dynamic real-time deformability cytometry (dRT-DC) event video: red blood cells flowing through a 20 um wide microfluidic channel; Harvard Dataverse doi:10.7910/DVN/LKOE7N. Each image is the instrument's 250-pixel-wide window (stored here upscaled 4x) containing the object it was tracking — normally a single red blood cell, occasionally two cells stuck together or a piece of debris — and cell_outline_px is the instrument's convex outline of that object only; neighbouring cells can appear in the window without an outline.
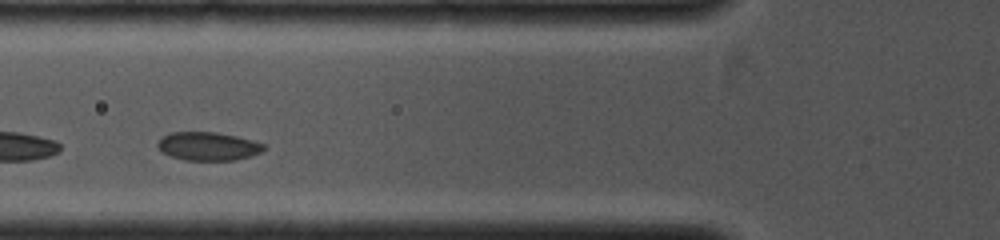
{"species": "common noctule bat (a hibernating species)", "species_latin": "Nyctalus noctula", "temperature_condition": "cold", "stored_images_in_passage": 26, "camera_frame_rate_fps": 4000, "um_per_image_px": 0.085, "animal": {"sex": "female", "body_mass_g": 19.0, "forearm_length_mm": 53.3}, "frame": {"image": 1, "passage_image": 5, "time_ms": 1.0, "image_size_px": [1000, 240], "cell_outline_px": [[264, 148], [260, 152], [236, 160], [184, 160], [172, 156], [164, 152], [156, 144], [164, 136], [172, 132], [216, 132], [236, 136], [252, 140], [264, 144]], "centroid_in_image_um": [17.69, 12.43], "position_along_channel_um": 108.1, "area_um2": 17.22}}
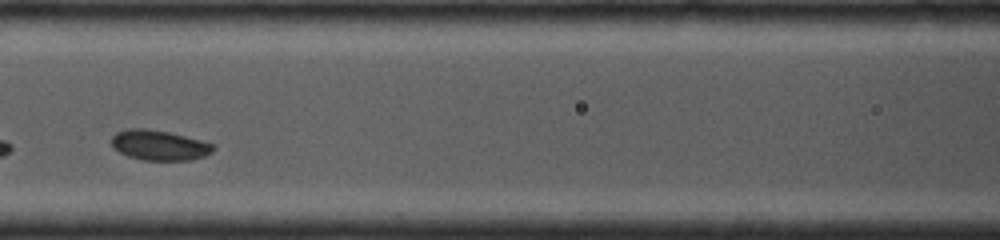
{"frame": {"image": 2, "passage_image": 8, "time_ms": 1.75, "image_size_px": [1000, 240], "cell_outline_px": [[216, 148], [212, 152], [204, 156], [192, 160], [140, 160], [128, 156], [120, 152], [112, 144], [112, 136], [116, 132], [128, 128], [144, 128], [168, 132], [216, 144]], "centroid_in_image_um": [13.56, 12.34], "position_along_channel_um": 153.0, "area_um2": 17.86}}
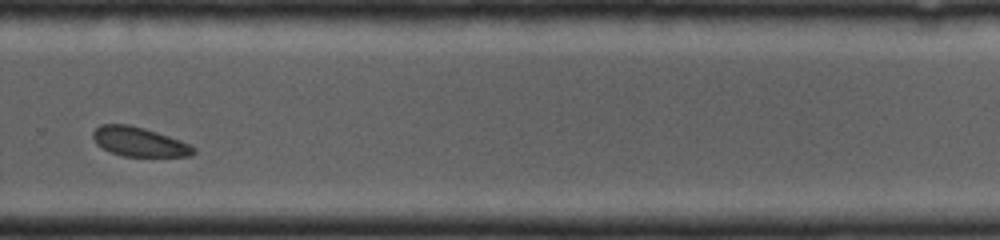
{"frame": {"image": 3, "passage_image": 19, "time_ms": 4.5, "image_size_px": [1000, 240], "cell_outline_px": [[196, 152], [192, 156], [124, 156], [112, 152], [96, 144], [92, 136], [92, 132], [100, 124], [128, 124], [144, 128], [180, 140], [196, 148]], "centroid_in_image_um": [11.83, 12.05], "position_along_channel_um": 318.0, "area_um2": 17.05}}